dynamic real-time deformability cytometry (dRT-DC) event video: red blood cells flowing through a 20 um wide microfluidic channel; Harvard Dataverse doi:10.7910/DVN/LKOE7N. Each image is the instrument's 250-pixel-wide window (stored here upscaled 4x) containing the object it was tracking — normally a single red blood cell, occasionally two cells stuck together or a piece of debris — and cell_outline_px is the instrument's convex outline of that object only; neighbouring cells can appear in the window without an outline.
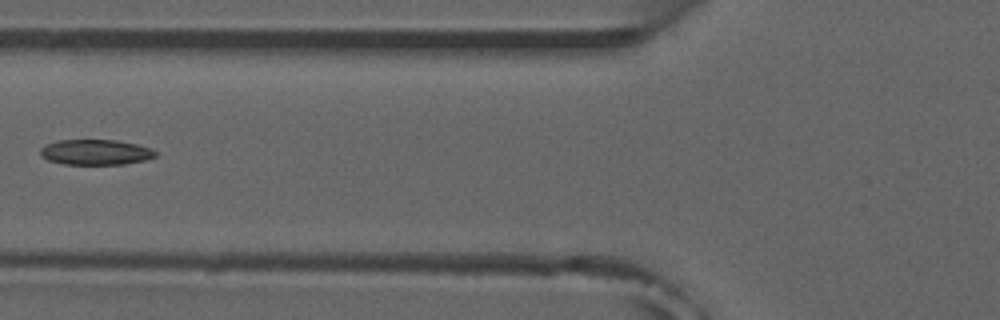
{"species": "common noctule bat (a hibernating species)", "species_latin": "Nyctalus noctula", "temperature_condition": "room temperature", "stored_images_in_passage": 8, "camera_frame_rate_fps": 3000, "um_per_image_px": 0.085, "animal": {"sex": "male", "forearm_length_mm": 52.5}, "frame": {"image": 1, "passage_image": 6, "time_ms": 6.0, "image_size_px": [1000, 320], "cell_outline_px": [[156, 156], [144, 160], [124, 164], [64, 164], [48, 160], [40, 156], [40, 148], [44, 144], [56, 140], [116, 140], [136, 144], [148, 148], [156, 152]], "centroid_in_image_um": [8.06, 12.93], "position_along_channel_um": 117.7, "area_um2": 16.99}}
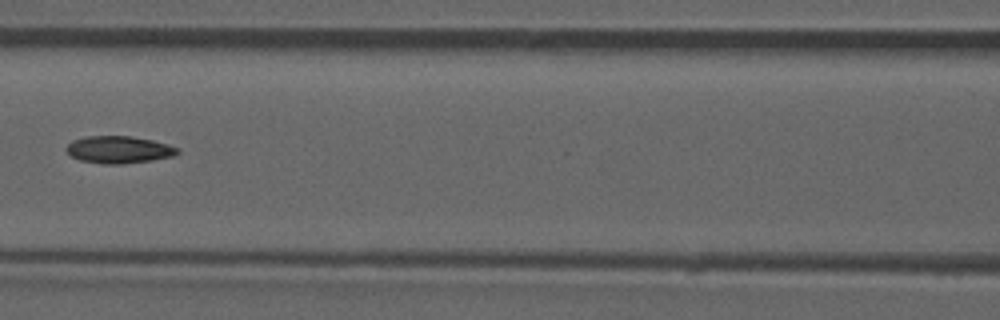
{"frame": {"image": 2, "passage_image": 7, "time_ms": 7.0, "image_size_px": [1000, 320], "cell_outline_px": [[180, 152], [172, 156], [152, 160], [124, 164], [104, 164], [80, 160], [72, 156], [64, 148], [72, 140], [88, 136], [128, 136], [152, 140], [168, 144], [180, 148]], "centroid_in_image_um": [10.11, 12.72], "position_along_channel_um": 156.5, "area_um2": 17.63}}